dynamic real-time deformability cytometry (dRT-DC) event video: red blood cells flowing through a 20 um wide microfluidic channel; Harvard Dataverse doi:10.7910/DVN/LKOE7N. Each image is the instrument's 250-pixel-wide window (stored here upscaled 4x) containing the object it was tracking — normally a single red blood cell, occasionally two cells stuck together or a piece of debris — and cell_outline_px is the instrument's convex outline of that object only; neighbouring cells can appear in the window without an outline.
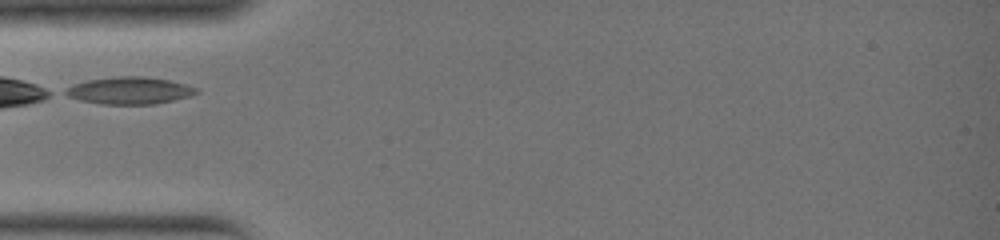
{"species": "common noctule bat (a hibernating species)", "species_latin": "Nyctalus noctula", "temperature_condition": "warm", "stored_images_in_passage": 1, "camera_frame_rate_fps": 3000, "um_per_image_px": 0.085, "animal": {"sex": "female", "body_mass_g": 19.0, "forearm_length_mm": 51.5}, "frame": {"image": 1, "passage_image": 1, "time_ms": 0.0, "image_size_px": [1000, 240], "cell_outline_px": [[200, 92], [192, 96], [156, 104], [100, 104], [80, 100], [68, 96], [60, 92], [72, 84], [88, 80], [120, 76], [144, 76], [168, 80], [200, 88]], "centroid_in_image_um": [11.02, 7.7], "position_along_channel_um": 74.0, "area_um2": 20.92}}